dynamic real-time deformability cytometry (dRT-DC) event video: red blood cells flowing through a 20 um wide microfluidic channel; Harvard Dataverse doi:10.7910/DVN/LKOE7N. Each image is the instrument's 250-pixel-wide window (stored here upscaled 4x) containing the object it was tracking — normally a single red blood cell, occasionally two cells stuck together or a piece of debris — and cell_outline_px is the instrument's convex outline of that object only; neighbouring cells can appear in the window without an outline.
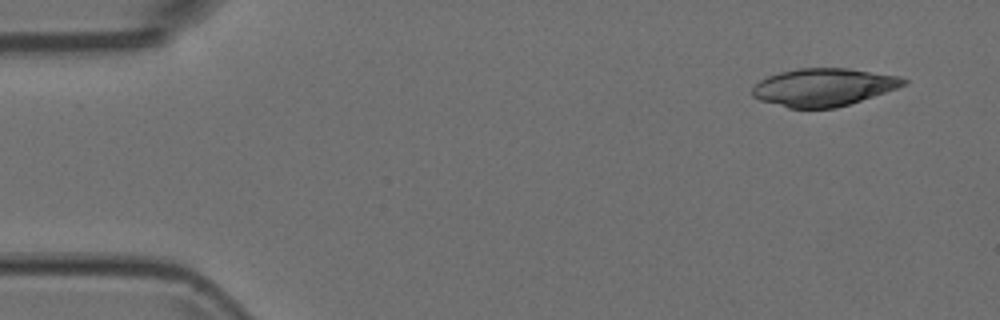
{"species": "Egyptian fruit bat (a non-hibernating species)", "species_latin": "Rousettus aegyptiacus", "temperature_condition": "room temperature", "stored_images_in_passage": 4, "camera_frame_rate_fps": 3000, "um_per_image_px": 0.085, "animal": {"sex": "female"}, "frame": {"image": 1, "passage_image": 1, "time_ms": 0.0, "image_size_px": [1000, 320], "cell_outline_px": [[908, 84], [836, 108], [788, 108], [760, 100], [752, 96], [752, 88], [760, 80], [768, 76], [780, 72], [800, 68], [848, 68], [900, 76], [908, 80]], "centroid_in_image_um": [69.99, 7.41], "position_along_channel_um": 15.0, "area_um2": 33.06}}